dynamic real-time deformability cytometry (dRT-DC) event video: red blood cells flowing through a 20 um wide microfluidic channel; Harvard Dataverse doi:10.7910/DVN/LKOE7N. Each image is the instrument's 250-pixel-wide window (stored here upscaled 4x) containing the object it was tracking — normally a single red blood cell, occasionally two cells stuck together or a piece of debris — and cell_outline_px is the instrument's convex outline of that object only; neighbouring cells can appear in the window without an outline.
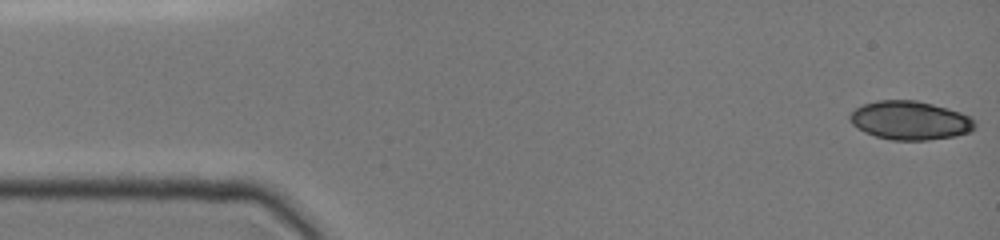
{"species": "common noctule bat (a hibernating species)", "species_latin": "Nyctalus noctula", "temperature_condition": "cold", "stored_images_in_passage": 17, "camera_frame_rate_fps": 3000, "um_per_image_px": 0.085, "animal": {"sex": "female", "body_mass_g": 19.0, "forearm_length_mm": 51.5}, "frame": {"image": 1, "passage_image": 1, "time_ms": 0.0, "image_size_px": [1000, 240], "cell_outline_px": [[976, 128], [972, 132], [956, 136], [928, 140], [892, 140], [876, 136], [864, 132], [856, 128], [852, 124], [848, 116], [856, 108], [864, 104], [876, 100], [916, 100], [948, 108], [960, 112], [976, 120]], "centroid_in_image_um": [77.38, 10.24], "position_along_channel_um": 7.6, "area_um2": 28.44}}
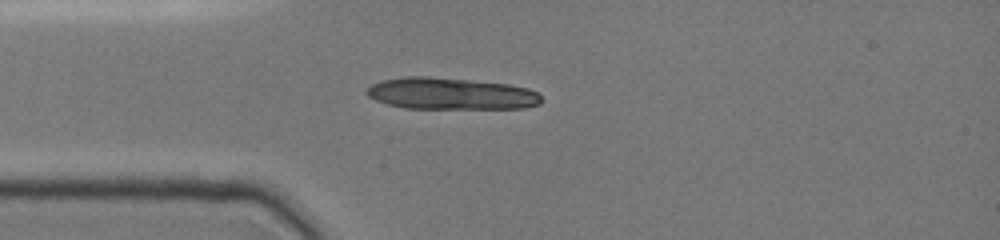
{"frame": {"image": 2, "passage_image": 16, "time_ms": 3.667, "image_size_px": [1000, 240], "cell_outline_px": [[544, 100], [540, 104], [524, 108], [404, 108], [388, 104], [376, 100], [368, 96], [364, 92], [372, 84], [380, 80], [404, 76], [428, 76], [508, 84], [528, 88], [536, 92]], "centroid_in_image_um": [38.31, 7.95], "position_along_channel_um": 46.7, "area_um2": 32.37}}